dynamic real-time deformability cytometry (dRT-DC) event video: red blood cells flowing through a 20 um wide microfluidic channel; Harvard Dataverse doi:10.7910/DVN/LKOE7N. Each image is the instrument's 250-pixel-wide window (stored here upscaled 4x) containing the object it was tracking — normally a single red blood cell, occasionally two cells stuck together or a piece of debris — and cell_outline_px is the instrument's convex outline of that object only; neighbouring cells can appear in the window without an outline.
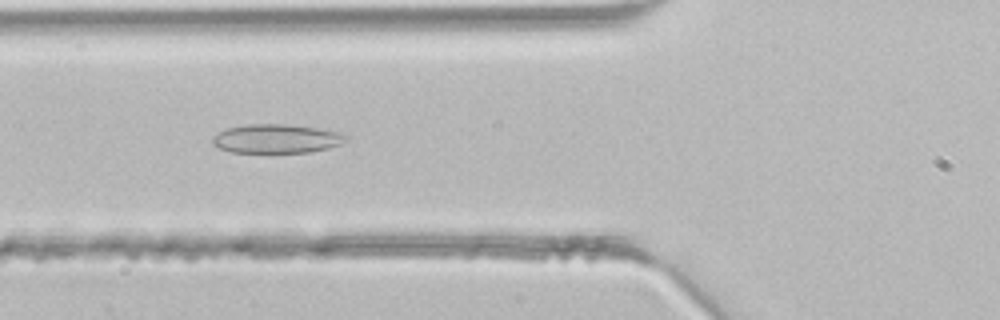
{"species": "common noctule bat (a hibernating species)", "species_latin": "Nyctalus noctula", "temperature_condition": "room temperature", "stored_images_in_passage": 33, "camera_frame_rate_fps": 3000, "um_per_image_px": 0.085, "animal": {"sex": "male", "body_mass_g": 21.5, "forearm_length_mm": 52.0}, "frame": {"image": 1, "passage_image": 10, "time_ms": 3.0, "image_size_px": [1000, 320], "cell_outline_px": [[348, 136], [340, 144], [328, 148], [308, 152], [232, 152], [220, 148], [212, 144], [212, 136], [228, 128], [248, 124], [284, 124], [316, 128], [344, 132]], "centroid_in_image_um": [23.51, 11.78], "position_along_channel_um": 102.3, "area_um2": 22.31}}
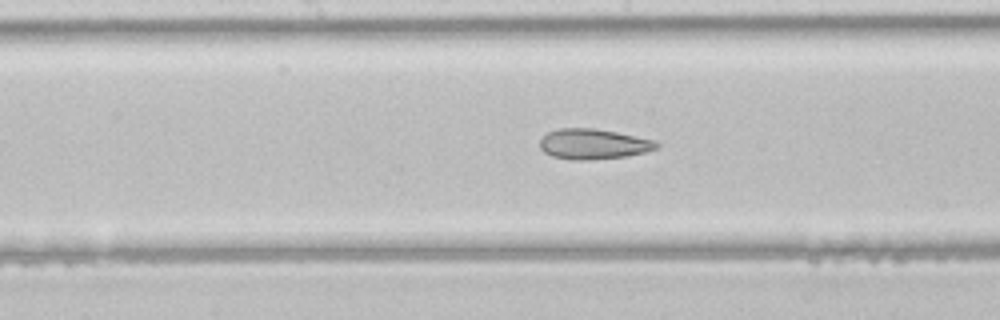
{"frame": {"image": 2, "passage_image": 16, "time_ms": 5.0, "image_size_px": [1000, 320], "cell_outline_px": [[660, 144], [656, 148], [644, 152], [628, 156], [588, 160], [572, 160], [552, 156], [544, 152], [540, 148], [540, 140], [548, 132], [560, 128], [592, 128], [616, 132], [652, 140]], "centroid_in_image_um": [50.4, 12.25], "position_along_channel_um": 197.8, "area_um2": 20.4}}
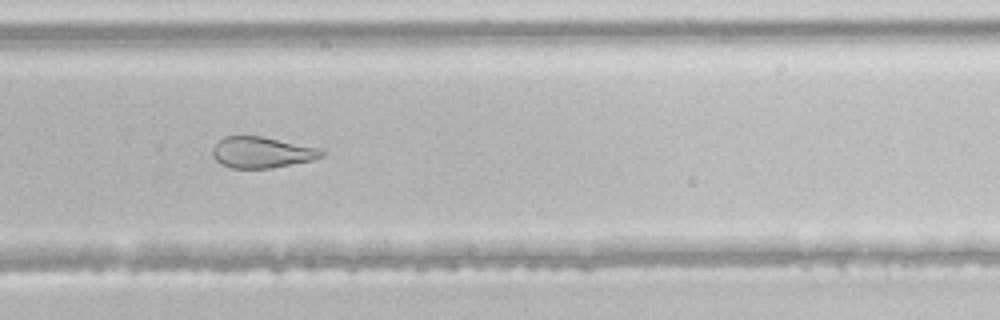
{"frame": {"image": 3, "passage_image": 23, "time_ms": 7.333, "image_size_px": [1000, 320], "cell_outline_px": [[324, 156], [312, 160], [272, 168], [232, 168], [220, 164], [212, 156], [212, 148], [224, 136], [260, 136], [316, 148], [324, 152]], "centroid_in_image_um": [22.2, 12.96], "position_along_channel_um": 307.6, "area_um2": 19.48}}